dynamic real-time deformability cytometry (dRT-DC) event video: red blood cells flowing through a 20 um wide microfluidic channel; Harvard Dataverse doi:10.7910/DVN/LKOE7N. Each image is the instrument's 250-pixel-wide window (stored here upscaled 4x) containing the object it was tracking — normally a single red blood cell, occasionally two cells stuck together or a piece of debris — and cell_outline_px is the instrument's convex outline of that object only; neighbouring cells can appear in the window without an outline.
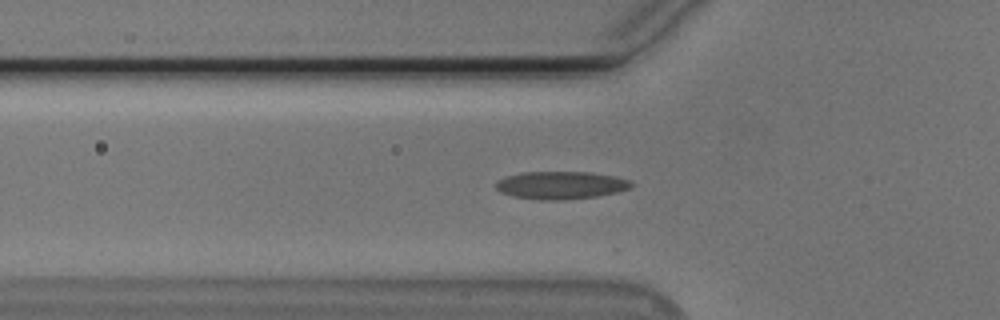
{"species": "Egyptian fruit bat (a non-hibernating species)", "species_latin": "Rousettus aegyptiacus", "temperature_condition": "cold", "stored_images_in_passage": 8, "camera_frame_rate_fps": 3000, "um_per_image_px": 0.085, "animal": {"sex": "male"}, "frame": {"image": 1, "passage_image": 3, "time_ms": 0.667, "image_size_px": [1000, 320], "cell_outline_px": [[636, 184], [632, 188], [620, 192], [596, 196], [560, 200], [540, 200], [512, 196], [500, 192], [496, 188], [496, 180], [504, 176], [524, 172], [588, 172], [616, 176], [632, 180]], "centroid_in_image_um": [47.72, 15.74], "position_along_channel_um": 78.1, "area_um2": 22.25}}
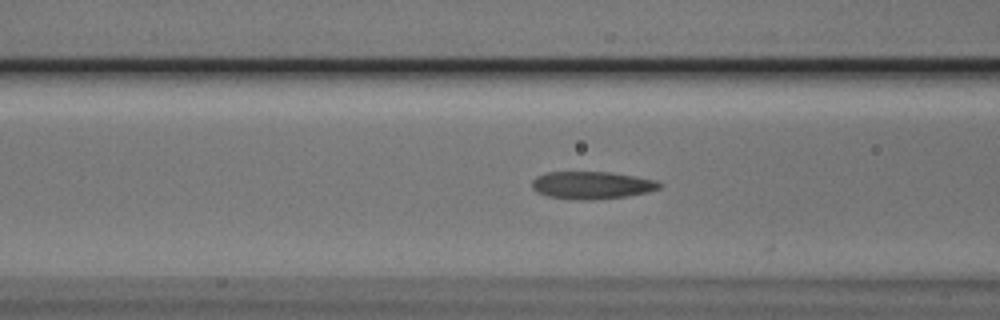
{"frame": {"image": 2, "passage_image": 6, "time_ms": 1.667, "image_size_px": [1000, 320], "cell_outline_px": [[664, 184], [660, 188], [648, 192], [628, 196], [592, 200], [576, 200], [548, 196], [536, 192], [532, 188], [532, 180], [536, 176], [548, 172], [612, 172], [656, 180]], "centroid_in_image_um": [50.31, 15.74], "position_along_channel_um": 116.3, "area_um2": 20.63}}